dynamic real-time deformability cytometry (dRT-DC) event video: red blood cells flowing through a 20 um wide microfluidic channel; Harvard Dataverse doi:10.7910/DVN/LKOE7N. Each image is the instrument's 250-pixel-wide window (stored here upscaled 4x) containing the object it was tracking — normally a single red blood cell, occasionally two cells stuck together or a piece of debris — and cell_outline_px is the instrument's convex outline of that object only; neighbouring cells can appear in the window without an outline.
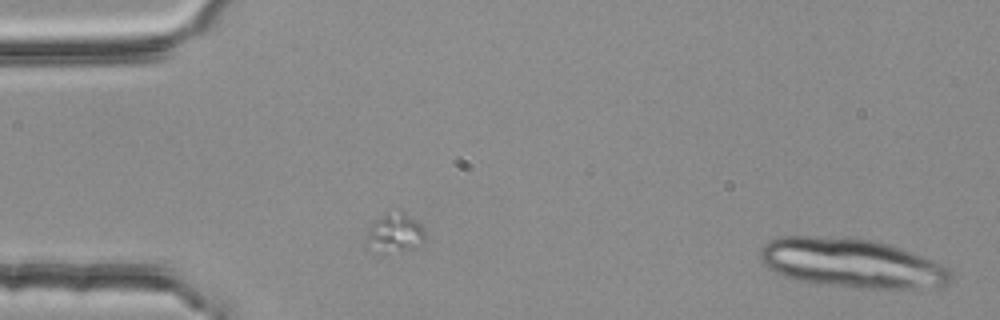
{"species": "common noctule bat (a hibernating species)", "species_latin": "Nyctalus noctula", "temperature_condition": "room temperature", "stored_images_in_passage": 2, "segment_of_instrument_passage": [2, 2], "camera_frame_rate_fps": 3000, "um_per_image_px": 0.085, "animal": {"sex": "female", "body_mass_g": 25.1}, "frame": {"image": 1, "passage_image": 2, "time_ms": 0.333, "image_size_px": [1000, 320], "cell_outline_px": [[952, 280], [948, 284], [940, 288], [860, 288], [816, 284], [784, 276], [772, 272], [760, 260], [760, 248], [768, 240], [780, 236], [816, 236], [872, 240], [888, 244], [912, 252], [932, 260], [948, 268], [952, 272]], "centroid_in_image_um": [72.38, 22.38], "position_along_channel_um": 12.6, "area_um2": 54.91}}